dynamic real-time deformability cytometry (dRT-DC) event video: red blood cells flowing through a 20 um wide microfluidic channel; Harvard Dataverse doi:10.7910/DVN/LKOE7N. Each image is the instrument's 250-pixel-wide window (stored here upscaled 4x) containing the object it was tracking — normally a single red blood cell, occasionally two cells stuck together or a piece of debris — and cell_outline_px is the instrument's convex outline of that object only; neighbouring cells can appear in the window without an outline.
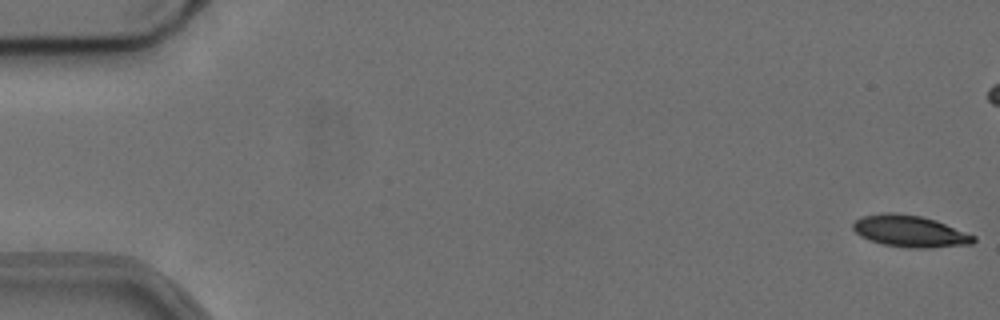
{"species": "common noctule bat (a hibernating species)", "species_latin": "Nyctalus noctula", "temperature_condition": "cold", "stored_images_in_passage": 14, "camera_frame_rate_fps": 3000, "um_per_image_px": 0.085, "animal": {"sex": "female", "body_mass_g": 24.6, "forearm_length_mm": 56.2}, "frame": {"image": 1, "passage_image": 1, "time_ms": 0.0, "image_size_px": [1000, 320], "cell_outline_px": [[976, 240], [972, 244], [932, 248], [908, 248], [884, 244], [868, 240], [860, 236], [852, 228], [852, 224], [860, 216], [880, 212], [896, 212], [920, 216], [936, 220], [976, 236]], "centroid_in_image_um": [77.32, 19.65], "position_along_channel_um": 7.7, "area_um2": 22.54}}